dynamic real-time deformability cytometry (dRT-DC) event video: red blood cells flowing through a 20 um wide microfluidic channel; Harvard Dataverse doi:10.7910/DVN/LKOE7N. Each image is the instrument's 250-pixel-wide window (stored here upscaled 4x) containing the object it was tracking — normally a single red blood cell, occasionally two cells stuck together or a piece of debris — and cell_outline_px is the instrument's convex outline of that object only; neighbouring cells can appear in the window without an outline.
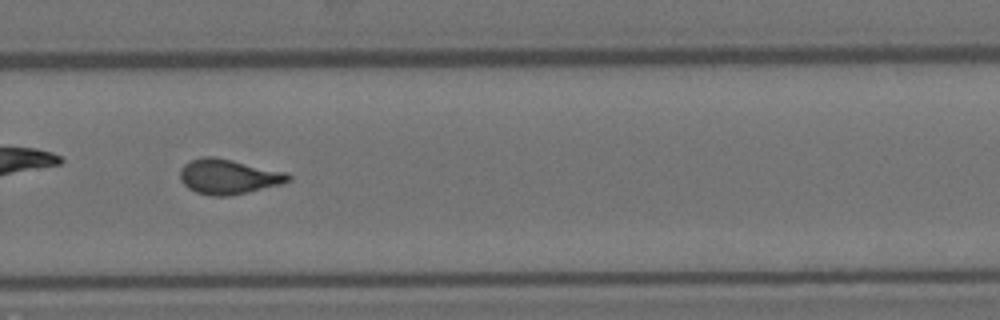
{"species": "Egyptian fruit bat (a non-hibernating species)", "species_latin": "Rousettus aegyptiacus", "temperature_condition": "room temperature", "stored_images_in_passage": 43, "camera_frame_rate_fps": 3000, "um_per_image_px": 0.085, "animal": {"sex": "female"}, "frame": {"image": 1, "passage_image": 25, "time_ms": 8.0, "image_size_px": [1000, 320], "cell_outline_px": [[292, 180], [280, 184], [232, 196], [212, 196], [196, 192], [188, 188], [180, 180], [180, 172], [184, 164], [200, 156], [212, 156], [288, 172], [292, 176]], "centroid_in_image_um": [19.43, 15.01], "position_along_channel_um": 310.4, "area_um2": 22.08}}
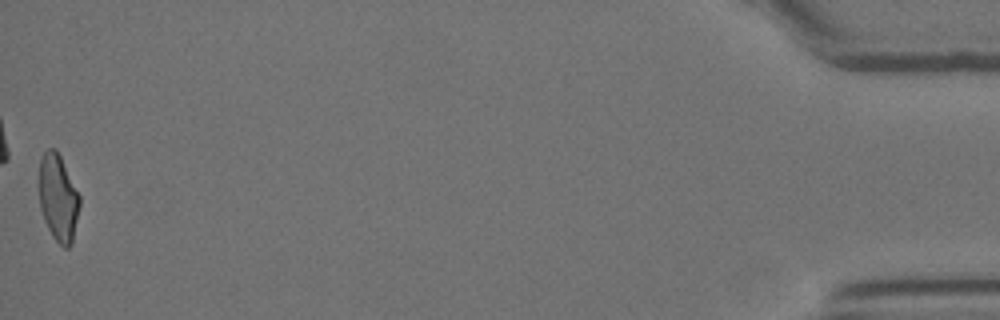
{"frame": {"image": 2, "passage_image": 43, "time_ms": 14.0, "image_size_px": [1000, 320], "cell_outline_px": [[80, 204], [72, 244], [68, 248], [64, 248], [52, 236], [44, 220], [40, 208], [40, 160], [44, 152], [48, 148], [56, 148], [80, 196]], "centroid_in_image_um": [4.95, 16.84], "position_along_channel_um": 430.2, "area_um2": 20.35}, "authors_computed_cell_mechanics": {"area_um2": 21.1548, "velocity_mm_per_s": 3.5988, "shape_relaxation_time_tau1_ms": 8.9155, "shape_relaxation_time_tau2_ms": 1.3563, "deformation_change_tau1": 0.2039, "deformation_change_tau2": 0.0693}}